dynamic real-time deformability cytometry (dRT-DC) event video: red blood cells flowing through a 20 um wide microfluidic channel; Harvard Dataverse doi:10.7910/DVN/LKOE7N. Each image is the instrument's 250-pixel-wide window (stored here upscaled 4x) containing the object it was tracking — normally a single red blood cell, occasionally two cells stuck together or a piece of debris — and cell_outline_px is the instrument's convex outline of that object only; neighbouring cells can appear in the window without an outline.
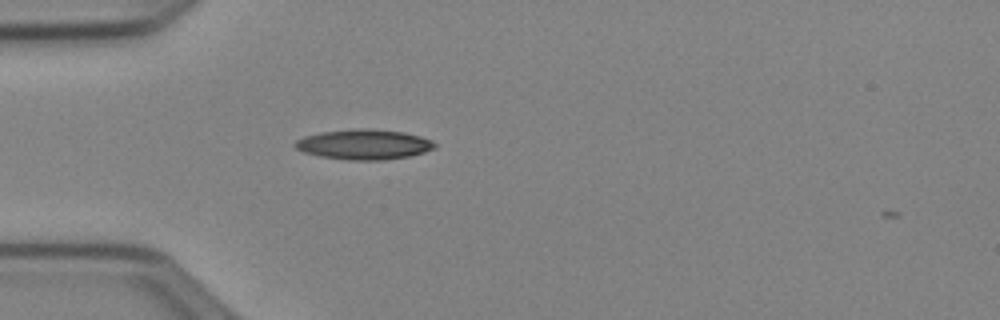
{"species": "Egyptian fruit bat (a non-hibernating species)", "species_latin": "Rousettus aegyptiacus", "temperature_condition": "cold", "stored_images_in_passage": 37, "camera_frame_rate_fps": 3000, "um_per_image_px": 0.085, "animal": {"sex": "female"}, "frame": {"image": 1, "passage_image": 1, "time_ms": 0.0, "image_size_px": [1000, 320], "cell_outline_px": [[436, 148], [424, 152], [408, 156], [384, 160], [348, 160], [320, 156], [304, 152], [296, 148], [292, 144], [296, 140], [304, 136], [324, 132], [360, 128], [404, 132], [420, 136], [432, 140], [436, 144]], "centroid_in_image_um": [30.94, 12.28], "position_along_channel_um": 54.1, "area_um2": 24.33}}
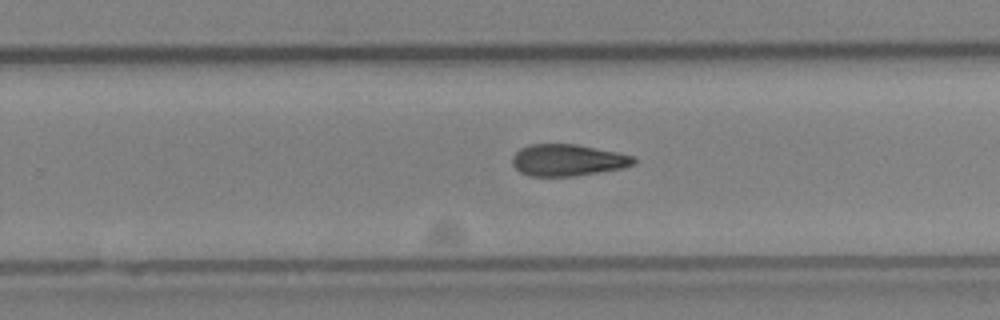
{"frame": {"image": 2, "passage_image": 19, "time_ms": 6.0, "image_size_px": [1000, 320], "cell_outline_px": [[636, 164], [624, 168], [572, 176], [532, 176], [520, 172], [512, 164], [512, 156], [520, 148], [532, 144], [576, 144], [636, 156]], "centroid_in_image_um": [48.28, 13.61], "position_along_channel_um": 281.5, "area_um2": 22.43}}
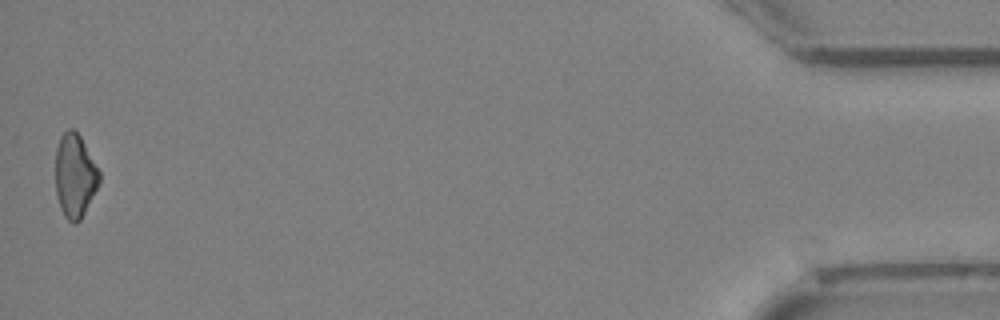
{"frame": {"image": 3, "passage_image": 37, "time_ms": 12.0, "image_size_px": [1000, 320], "cell_outline_px": [[100, 180], [80, 220], [76, 224], [72, 224], [64, 216], [60, 208], [56, 192], [56, 148], [60, 136], [68, 128], [72, 128], [80, 136], [100, 172]], "centroid_in_image_um": [6.34, 14.93], "position_along_channel_um": 428.9, "area_um2": 21.1}, "authors_computed_cell_mechanics": {"area_um2": 22.7732, "velocity_mm_per_s": 3.9598, "shape_relaxation_time_tau1_ms": 6.1581, "shape_relaxation_time_tau2_ms": null, "deformation_change_tau1": 0.1564, "deformation_change_tau2": null}}